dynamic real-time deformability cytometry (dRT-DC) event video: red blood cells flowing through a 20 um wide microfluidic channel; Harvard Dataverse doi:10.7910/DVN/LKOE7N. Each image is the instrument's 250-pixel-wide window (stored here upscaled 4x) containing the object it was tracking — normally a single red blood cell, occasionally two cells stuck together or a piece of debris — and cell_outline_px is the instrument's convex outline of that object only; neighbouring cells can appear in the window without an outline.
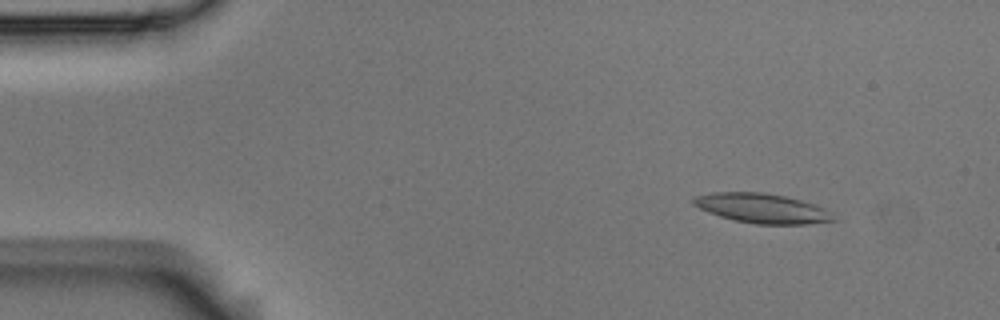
{"species": "Egyptian fruit bat (a non-hibernating species)", "species_latin": "Rousettus aegyptiacus", "temperature_condition": "room temperature", "stored_images_in_passage": 56, "camera_frame_rate_fps": 3000, "um_per_image_px": 0.085, "animal": {"sex": "male"}, "frame": {"image": 1, "passage_image": 7, "time_ms": 2.0, "image_size_px": [1000, 320], "cell_outline_px": [[836, 220], [804, 224], [756, 224], [732, 220], [708, 212], [692, 204], [692, 196], [712, 192], [760, 192], [784, 196], [800, 200], [824, 208], [832, 212]], "centroid_in_image_um": [64.73, 17.7], "position_along_channel_um": 20.3, "area_um2": 24.1}}
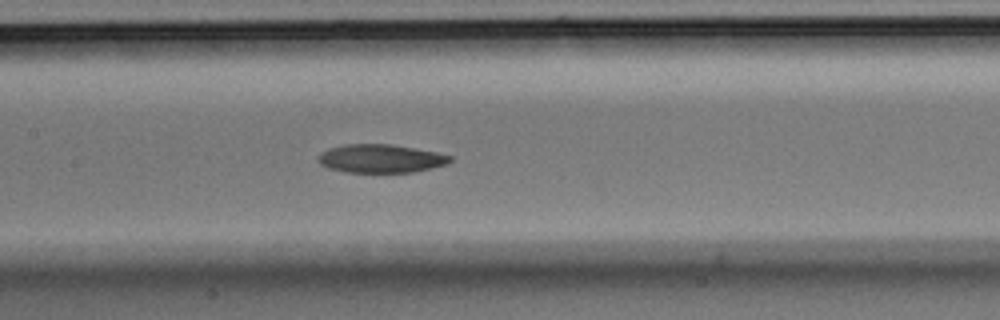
{"frame": {"image": 2, "passage_image": 27, "time_ms": 8.667, "image_size_px": [1000, 320], "cell_outline_px": [[452, 160], [444, 164], [412, 172], [344, 172], [328, 168], [320, 164], [320, 152], [328, 148], [344, 144], [392, 144], [436, 152], [452, 156]], "centroid_in_image_um": [32.32, 13.47], "position_along_channel_um": 175.1, "area_um2": 21.62}}
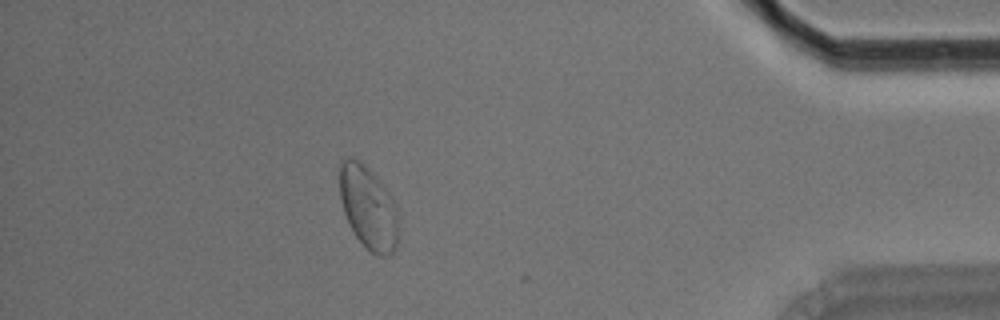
{"frame": {"image": 3, "passage_image": 50, "time_ms": 16.333, "image_size_px": [1000, 320], "cell_outline_px": [[400, 232], [396, 248], [388, 256], [376, 256], [356, 236], [344, 212], [340, 200], [336, 168], [340, 160], [348, 156], [352, 156], [372, 172], [388, 192], [396, 204]], "centroid_in_image_um": [31.28, 17.6], "position_along_channel_um": 403.9, "area_um2": 29.07}, "authors_computed_cell_mechanics": {"area_um2": 23.7847, "velocity_mm_per_s": 3.5735, "shape_relaxation_time_tau1_ms": 8.6156, "shape_relaxation_time_tau2_ms": 8.0504, "deformation_change_tau1": 0.1593, "deformation_change_tau2": 0.0906}}